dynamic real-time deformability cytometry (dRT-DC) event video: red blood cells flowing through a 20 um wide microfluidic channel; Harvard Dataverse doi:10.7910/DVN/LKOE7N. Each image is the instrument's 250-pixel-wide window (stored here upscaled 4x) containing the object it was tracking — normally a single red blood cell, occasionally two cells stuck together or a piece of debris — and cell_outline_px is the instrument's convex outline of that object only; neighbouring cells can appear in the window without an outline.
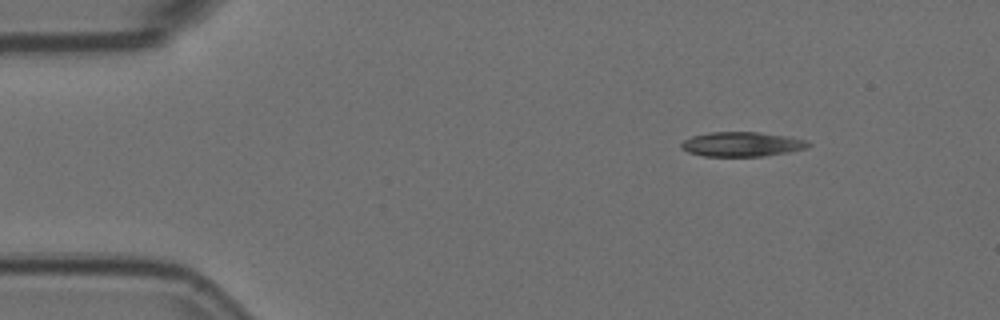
{"species": "Egyptian fruit bat (a non-hibernating species)", "species_latin": "Rousettus aegyptiacus", "temperature_condition": "room temperature", "stored_images_in_passage": 13, "camera_frame_rate_fps": 3000, "um_per_image_px": 0.085, "animal": {"sex": "female"}, "frame": {"image": 1, "passage_image": 1, "time_ms": 0.0, "image_size_px": [1000, 320], "cell_outline_px": [[812, 144], [808, 148], [788, 152], [764, 156], [704, 156], [688, 152], [680, 148], [680, 144], [684, 140], [692, 136], [708, 132], [760, 132], [808, 140]], "centroid_in_image_um": [63.06, 12.26], "position_along_channel_um": 21.9, "area_um2": 18.26}}
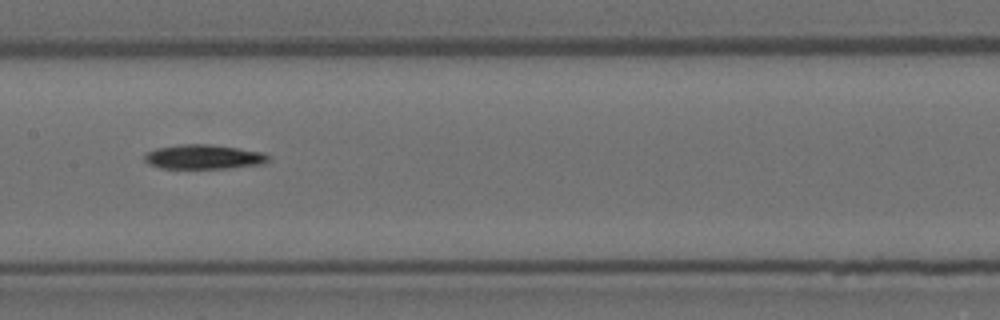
{"frame": {"image": 2, "passage_image": 6, "time_ms": 1.667, "image_size_px": [1000, 320], "cell_outline_px": [[268, 160], [260, 164], [228, 168], [160, 168], [148, 164], [144, 160], [144, 156], [148, 152], [156, 148], [180, 144], [212, 144], [260, 152], [268, 156]], "centroid_in_image_um": [17.24, 13.33], "position_along_channel_um": 190.2, "area_um2": 17.4}}
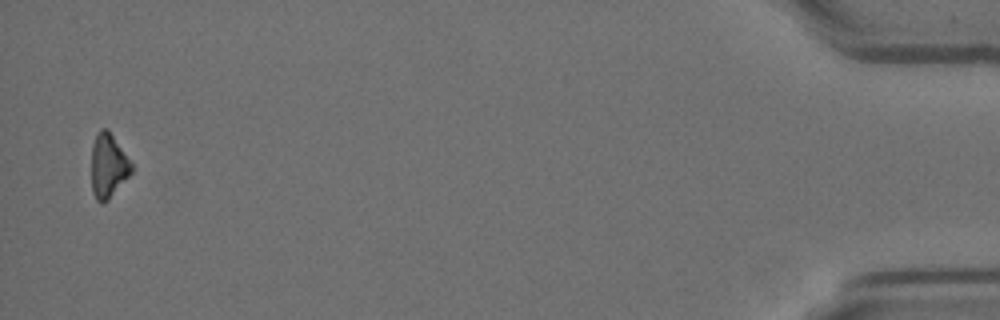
{"frame": {"image": 3, "passage_image": 13, "time_ms": 4.0, "image_size_px": [1000, 320], "cell_outline_px": [[132, 172], [108, 200], [104, 204], [100, 204], [96, 200], [92, 192], [92, 144], [100, 128], [108, 128], [132, 164]], "centroid_in_image_um": [9.19, 14.11], "position_along_channel_um": 426.0, "area_um2": 14.91}}